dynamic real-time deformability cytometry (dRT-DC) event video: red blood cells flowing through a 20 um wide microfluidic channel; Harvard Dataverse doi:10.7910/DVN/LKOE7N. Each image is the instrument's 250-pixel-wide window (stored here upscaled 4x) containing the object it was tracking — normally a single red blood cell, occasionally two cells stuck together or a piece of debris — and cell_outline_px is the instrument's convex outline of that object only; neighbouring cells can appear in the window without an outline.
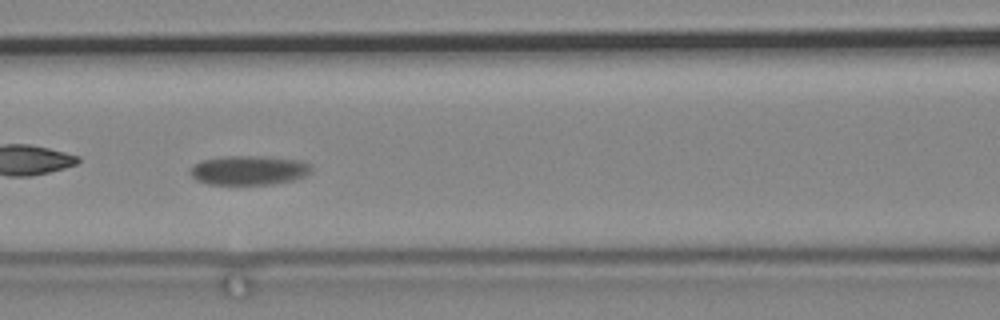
{"species": "common noctule bat (a hibernating species)", "species_latin": "Nyctalus noctula", "temperature_condition": "cold", "stored_images_in_passage": 45, "camera_frame_rate_fps": 3000, "um_per_image_px": 0.085, "animal": {"sex": "male", "body_mass_g": 19.2, "forearm_length_mm": 51.8}, "frame": {"image": 1, "passage_image": 9, "time_ms": 2.667, "image_size_px": [1000, 320], "cell_outline_px": [[312, 172], [308, 176], [292, 180], [272, 184], [208, 184], [196, 180], [188, 172], [196, 164], [204, 160], [224, 156], [264, 156], [300, 160], [308, 164], [312, 168]], "centroid_in_image_um": [21.19, 14.47], "position_along_channel_um": 145.4, "area_um2": 20.69}}
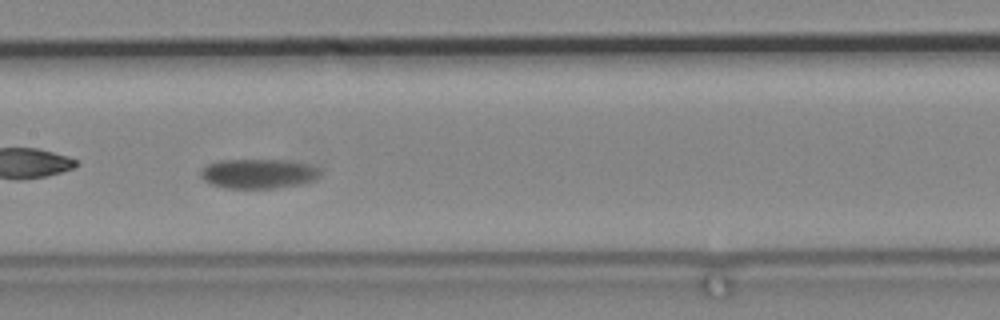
{"frame": {"image": 2, "passage_image": 13, "time_ms": 4.0, "image_size_px": [1000, 320], "cell_outline_px": [[320, 176], [304, 184], [276, 188], [224, 188], [212, 184], [204, 180], [200, 176], [200, 172], [208, 164], [220, 160], [288, 160], [312, 164], [320, 168]], "centroid_in_image_um": [22.01, 14.76], "position_along_channel_um": 185.4, "area_um2": 20.81}}